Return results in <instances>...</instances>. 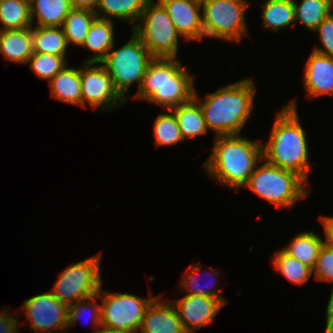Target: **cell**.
I'll use <instances>...</instances> for the list:
<instances>
[{
	"label": "cell",
	"mask_w": 333,
	"mask_h": 333,
	"mask_svg": "<svg viewBox=\"0 0 333 333\" xmlns=\"http://www.w3.org/2000/svg\"><path fill=\"white\" fill-rule=\"evenodd\" d=\"M304 184L307 185L298 174L265 160L259 168L254 169L245 187L271 205L290 208L309 193Z\"/></svg>",
	"instance_id": "obj_6"
},
{
	"label": "cell",
	"mask_w": 333,
	"mask_h": 333,
	"mask_svg": "<svg viewBox=\"0 0 333 333\" xmlns=\"http://www.w3.org/2000/svg\"><path fill=\"white\" fill-rule=\"evenodd\" d=\"M33 52L65 56L67 53V40L61 27L32 28Z\"/></svg>",
	"instance_id": "obj_24"
},
{
	"label": "cell",
	"mask_w": 333,
	"mask_h": 333,
	"mask_svg": "<svg viewBox=\"0 0 333 333\" xmlns=\"http://www.w3.org/2000/svg\"><path fill=\"white\" fill-rule=\"evenodd\" d=\"M6 313V314H5ZM19 320L15 317H11L4 309L0 311V333H17Z\"/></svg>",
	"instance_id": "obj_36"
},
{
	"label": "cell",
	"mask_w": 333,
	"mask_h": 333,
	"mask_svg": "<svg viewBox=\"0 0 333 333\" xmlns=\"http://www.w3.org/2000/svg\"><path fill=\"white\" fill-rule=\"evenodd\" d=\"M73 8L90 9L96 11L98 0H70Z\"/></svg>",
	"instance_id": "obj_38"
},
{
	"label": "cell",
	"mask_w": 333,
	"mask_h": 333,
	"mask_svg": "<svg viewBox=\"0 0 333 333\" xmlns=\"http://www.w3.org/2000/svg\"><path fill=\"white\" fill-rule=\"evenodd\" d=\"M159 298L147 307L138 333H186L173 304Z\"/></svg>",
	"instance_id": "obj_15"
},
{
	"label": "cell",
	"mask_w": 333,
	"mask_h": 333,
	"mask_svg": "<svg viewBox=\"0 0 333 333\" xmlns=\"http://www.w3.org/2000/svg\"><path fill=\"white\" fill-rule=\"evenodd\" d=\"M132 35L123 47L113 51V45L100 62L110 75L116 91L126 102L130 85L138 82L139 91L147 67L154 59L140 38L134 32Z\"/></svg>",
	"instance_id": "obj_5"
},
{
	"label": "cell",
	"mask_w": 333,
	"mask_h": 333,
	"mask_svg": "<svg viewBox=\"0 0 333 333\" xmlns=\"http://www.w3.org/2000/svg\"><path fill=\"white\" fill-rule=\"evenodd\" d=\"M263 160L284 170L298 174L308 183V144L298 118L295 101L282 108L275 116V122L267 144H262Z\"/></svg>",
	"instance_id": "obj_1"
},
{
	"label": "cell",
	"mask_w": 333,
	"mask_h": 333,
	"mask_svg": "<svg viewBox=\"0 0 333 333\" xmlns=\"http://www.w3.org/2000/svg\"><path fill=\"white\" fill-rule=\"evenodd\" d=\"M27 63H30V68L39 78L49 81L67 66L65 56L35 52L30 56Z\"/></svg>",
	"instance_id": "obj_31"
},
{
	"label": "cell",
	"mask_w": 333,
	"mask_h": 333,
	"mask_svg": "<svg viewBox=\"0 0 333 333\" xmlns=\"http://www.w3.org/2000/svg\"><path fill=\"white\" fill-rule=\"evenodd\" d=\"M97 18L95 11L90 9L73 8L65 17L62 29L67 40V44L82 46L86 35Z\"/></svg>",
	"instance_id": "obj_25"
},
{
	"label": "cell",
	"mask_w": 333,
	"mask_h": 333,
	"mask_svg": "<svg viewBox=\"0 0 333 333\" xmlns=\"http://www.w3.org/2000/svg\"><path fill=\"white\" fill-rule=\"evenodd\" d=\"M100 254L71 264L59 274L51 292L68 306L92 297L101 289Z\"/></svg>",
	"instance_id": "obj_10"
},
{
	"label": "cell",
	"mask_w": 333,
	"mask_h": 333,
	"mask_svg": "<svg viewBox=\"0 0 333 333\" xmlns=\"http://www.w3.org/2000/svg\"><path fill=\"white\" fill-rule=\"evenodd\" d=\"M80 79L82 107L88 104L94 109L101 107L103 111H110L126 102L116 91L110 75L101 63L83 62Z\"/></svg>",
	"instance_id": "obj_11"
},
{
	"label": "cell",
	"mask_w": 333,
	"mask_h": 333,
	"mask_svg": "<svg viewBox=\"0 0 333 333\" xmlns=\"http://www.w3.org/2000/svg\"><path fill=\"white\" fill-rule=\"evenodd\" d=\"M169 111L174 112L184 140H189L192 137L201 136L208 132L202 108L194 97Z\"/></svg>",
	"instance_id": "obj_22"
},
{
	"label": "cell",
	"mask_w": 333,
	"mask_h": 333,
	"mask_svg": "<svg viewBox=\"0 0 333 333\" xmlns=\"http://www.w3.org/2000/svg\"><path fill=\"white\" fill-rule=\"evenodd\" d=\"M114 24L112 20L96 18L82 44L83 47L94 52V56L85 62L100 63L114 45Z\"/></svg>",
	"instance_id": "obj_18"
},
{
	"label": "cell",
	"mask_w": 333,
	"mask_h": 333,
	"mask_svg": "<svg viewBox=\"0 0 333 333\" xmlns=\"http://www.w3.org/2000/svg\"><path fill=\"white\" fill-rule=\"evenodd\" d=\"M22 307L36 333H65L68 328V305L60 302L51 291L29 298Z\"/></svg>",
	"instance_id": "obj_12"
},
{
	"label": "cell",
	"mask_w": 333,
	"mask_h": 333,
	"mask_svg": "<svg viewBox=\"0 0 333 333\" xmlns=\"http://www.w3.org/2000/svg\"><path fill=\"white\" fill-rule=\"evenodd\" d=\"M97 298H99L98 294L84 300L77 301L68 306V329L69 327L71 328L75 325L76 321L85 313L86 310L88 311V309L91 311L90 314H92L91 318L93 324L97 325V328L98 326L102 328L101 305L96 303Z\"/></svg>",
	"instance_id": "obj_33"
},
{
	"label": "cell",
	"mask_w": 333,
	"mask_h": 333,
	"mask_svg": "<svg viewBox=\"0 0 333 333\" xmlns=\"http://www.w3.org/2000/svg\"><path fill=\"white\" fill-rule=\"evenodd\" d=\"M323 243L324 240L313 231L304 232L296 235L282 250L313 270Z\"/></svg>",
	"instance_id": "obj_23"
},
{
	"label": "cell",
	"mask_w": 333,
	"mask_h": 333,
	"mask_svg": "<svg viewBox=\"0 0 333 333\" xmlns=\"http://www.w3.org/2000/svg\"><path fill=\"white\" fill-rule=\"evenodd\" d=\"M295 22H299L310 31H315L333 10V0H302L293 2Z\"/></svg>",
	"instance_id": "obj_26"
},
{
	"label": "cell",
	"mask_w": 333,
	"mask_h": 333,
	"mask_svg": "<svg viewBox=\"0 0 333 333\" xmlns=\"http://www.w3.org/2000/svg\"><path fill=\"white\" fill-rule=\"evenodd\" d=\"M149 1L150 0H98L95 14L97 18L101 19H125L130 22L134 28Z\"/></svg>",
	"instance_id": "obj_21"
},
{
	"label": "cell",
	"mask_w": 333,
	"mask_h": 333,
	"mask_svg": "<svg viewBox=\"0 0 333 333\" xmlns=\"http://www.w3.org/2000/svg\"><path fill=\"white\" fill-rule=\"evenodd\" d=\"M263 27L274 31L295 23L293 2L283 0H265L262 4Z\"/></svg>",
	"instance_id": "obj_28"
},
{
	"label": "cell",
	"mask_w": 333,
	"mask_h": 333,
	"mask_svg": "<svg viewBox=\"0 0 333 333\" xmlns=\"http://www.w3.org/2000/svg\"><path fill=\"white\" fill-rule=\"evenodd\" d=\"M304 85L307 97L332 95L333 56H324L312 51L305 66Z\"/></svg>",
	"instance_id": "obj_16"
},
{
	"label": "cell",
	"mask_w": 333,
	"mask_h": 333,
	"mask_svg": "<svg viewBox=\"0 0 333 333\" xmlns=\"http://www.w3.org/2000/svg\"><path fill=\"white\" fill-rule=\"evenodd\" d=\"M186 333H194L209 325L224 306L218 299L199 295H185L171 302Z\"/></svg>",
	"instance_id": "obj_13"
},
{
	"label": "cell",
	"mask_w": 333,
	"mask_h": 333,
	"mask_svg": "<svg viewBox=\"0 0 333 333\" xmlns=\"http://www.w3.org/2000/svg\"><path fill=\"white\" fill-rule=\"evenodd\" d=\"M98 292L102 329L114 333H138L147 307L157 297L140 298L129 293Z\"/></svg>",
	"instance_id": "obj_8"
},
{
	"label": "cell",
	"mask_w": 333,
	"mask_h": 333,
	"mask_svg": "<svg viewBox=\"0 0 333 333\" xmlns=\"http://www.w3.org/2000/svg\"><path fill=\"white\" fill-rule=\"evenodd\" d=\"M0 31L32 28L29 0L0 2Z\"/></svg>",
	"instance_id": "obj_27"
},
{
	"label": "cell",
	"mask_w": 333,
	"mask_h": 333,
	"mask_svg": "<svg viewBox=\"0 0 333 333\" xmlns=\"http://www.w3.org/2000/svg\"><path fill=\"white\" fill-rule=\"evenodd\" d=\"M0 53L13 63H27L33 54L32 28L0 31Z\"/></svg>",
	"instance_id": "obj_17"
},
{
	"label": "cell",
	"mask_w": 333,
	"mask_h": 333,
	"mask_svg": "<svg viewBox=\"0 0 333 333\" xmlns=\"http://www.w3.org/2000/svg\"><path fill=\"white\" fill-rule=\"evenodd\" d=\"M154 58H176L178 40L175 29L162 4L150 0L133 31Z\"/></svg>",
	"instance_id": "obj_7"
},
{
	"label": "cell",
	"mask_w": 333,
	"mask_h": 333,
	"mask_svg": "<svg viewBox=\"0 0 333 333\" xmlns=\"http://www.w3.org/2000/svg\"><path fill=\"white\" fill-rule=\"evenodd\" d=\"M3 1H15V0H0V2H3Z\"/></svg>",
	"instance_id": "obj_40"
},
{
	"label": "cell",
	"mask_w": 333,
	"mask_h": 333,
	"mask_svg": "<svg viewBox=\"0 0 333 333\" xmlns=\"http://www.w3.org/2000/svg\"><path fill=\"white\" fill-rule=\"evenodd\" d=\"M275 254L273 257L275 270L279 271L293 284L303 285L312 276L313 270L309 266L291 257L282 249L276 251Z\"/></svg>",
	"instance_id": "obj_29"
},
{
	"label": "cell",
	"mask_w": 333,
	"mask_h": 333,
	"mask_svg": "<svg viewBox=\"0 0 333 333\" xmlns=\"http://www.w3.org/2000/svg\"><path fill=\"white\" fill-rule=\"evenodd\" d=\"M32 23L35 26L61 27L65 17L73 9L70 0H29Z\"/></svg>",
	"instance_id": "obj_20"
},
{
	"label": "cell",
	"mask_w": 333,
	"mask_h": 333,
	"mask_svg": "<svg viewBox=\"0 0 333 333\" xmlns=\"http://www.w3.org/2000/svg\"><path fill=\"white\" fill-rule=\"evenodd\" d=\"M245 0H202L204 36L240 42L247 35Z\"/></svg>",
	"instance_id": "obj_9"
},
{
	"label": "cell",
	"mask_w": 333,
	"mask_h": 333,
	"mask_svg": "<svg viewBox=\"0 0 333 333\" xmlns=\"http://www.w3.org/2000/svg\"><path fill=\"white\" fill-rule=\"evenodd\" d=\"M92 333H114V332L108 331V330H105V329H97L96 331H94Z\"/></svg>",
	"instance_id": "obj_39"
},
{
	"label": "cell",
	"mask_w": 333,
	"mask_h": 333,
	"mask_svg": "<svg viewBox=\"0 0 333 333\" xmlns=\"http://www.w3.org/2000/svg\"><path fill=\"white\" fill-rule=\"evenodd\" d=\"M202 269V266L199 264H194L192 266V272L190 273L189 268L186 271V275L182 278L181 282L179 283V290H185L189 292L186 295H199L209 298H216L218 299L223 305L226 304V299L222 297L220 292L216 290V285H211L212 289L207 290L204 289L201 285H199V277L197 276ZM197 273V274H196ZM213 275V274H211Z\"/></svg>",
	"instance_id": "obj_32"
},
{
	"label": "cell",
	"mask_w": 333,
	"mask_h": 333,
	"mask_svg": "<svg viewBox=\"0 0 333 333\" xmlns=\"http://www.w3.org/2000/svg\"><path fill=\"white\" fill-rule=\"evenodd\" d=\"M193 77L176 58H154L134 99L141 98L171 110L193 97Z\"/></svg>",
	"instance_id": "obj_4"
},
{
	"label": "cell",
	"mask_w": 333,
	"mask_h": 333,
	"mask_svg": "<svg viewBox=\"0 0 333 333\" xmlns=\"http://www.w3.org/2000/svg\"><path fill=\"white\" fill-rule=\"evenodd\" d=\"M314 32H318L323 47H314L313 51L324 56H333V14L330 13Z\"/></svg>",
	"instance_id": "obj_35"
},
{
	"label": "cell",
	"mask_w": 333,
	"mask_h": 333,
	"mask_svg": "<svg viewBox=\"0 0 333 333\" xmlns=\"http://www.w3.org/2000/svg\"><path fill=\"white\" fill-rule=\"evenodd\" d=\"M212 154L203 164L207 173L236 192L245 186L262 161V143L240 135L215 136Z\"/></svg>",
	"instance_id": "obj_3"
},
{
	"label": "cell",
	"mask_w": 333,
	"mask_h": 333,
	"mask_svg": "<svg viewBox=\"0 0 333 333\" xmlns=\"http://www.w3.org/2000/svg\"><path fill=\"white\" fill-rule=\"evenodd\" d=\"M255 91L252 79L245 78L206 94L203 102L196 89L193 97L202 108L207 129L214 130L215 136L240 135L252 112Z\"/></svg>",
	"instance_id": "obj_2"
},
{
	"label": "cell",
	"mask_w": 333,
	"mask_h": 333,
	"mask_svg": "<svg viewBox=\"0 0 333 333\" xmlns=\"http://www.w3.org/2000/svg\"><path fill=\"white\" fill-rule=\"evenodd\" d=\"M320 221L324 226V234L326 235L324 243L333 248V216H322Z\"/></svg>",
	"instance_id": "obj_37"
},
{
	"label": "cell",
	"mask_w": 333,
	"mask_h": 333,
	"mask_svg": "<svg viewBox=\"0 0 333 333\" xmlns=\"http://www.w3.org/2000/svg\"><path fill=\"white\" fill-rule=\"evenodd\" d=\"M49 86L52 97L82 106L80 68L65 66L49 81Z\"/></svg>",
	"instance_id": "obj_19"
},
{
	"label": "cell",
	"mask_w": 333,
	"mask_h": 333,
	"mask_svg": "<svg viewBox=\"0 0 333 333\" xmlns=\"http://www.w3.org/2000/svg\"><path fill=\"white\" fill-rule=\"evenodd\" d=\"M166 9L176 31L186 40H202L201 1L198 0H159Z\"/></svg>",
	"instance_id": "obj_14"
},
{
	"label": "cell",
	"mask_w": 333,
	"mask_h": 333,
	"mask_svg": "<svg viewBox=\"0 0 333 333\" xmlns=\"http://www.w3.org/2000/svg\"><path fill=\"white\" fill-rule=\"evenodd\" d=\"M315 279L330 282L333 286V248L323 243L315 267Z\"/></svg>",
	"instance_id": "obj_34"
},
{
	"label": "cell",
	"mask_w": 333,
	"mask_h": 333,
	"mask_svg": "<svg viewBox=\"0 0 333 333\" xmlns=\"http://www.w3.org/2000/svg\"><path fill=\"white\" fill-rule=\"evenodd\" d=\"M153 130L154 144L157 148L164 145H175L178 142L184 141L173 111L172 114H158L154 121Z\"/></svg>",
	"instance_id": "obj_30"
}]
</instances>
